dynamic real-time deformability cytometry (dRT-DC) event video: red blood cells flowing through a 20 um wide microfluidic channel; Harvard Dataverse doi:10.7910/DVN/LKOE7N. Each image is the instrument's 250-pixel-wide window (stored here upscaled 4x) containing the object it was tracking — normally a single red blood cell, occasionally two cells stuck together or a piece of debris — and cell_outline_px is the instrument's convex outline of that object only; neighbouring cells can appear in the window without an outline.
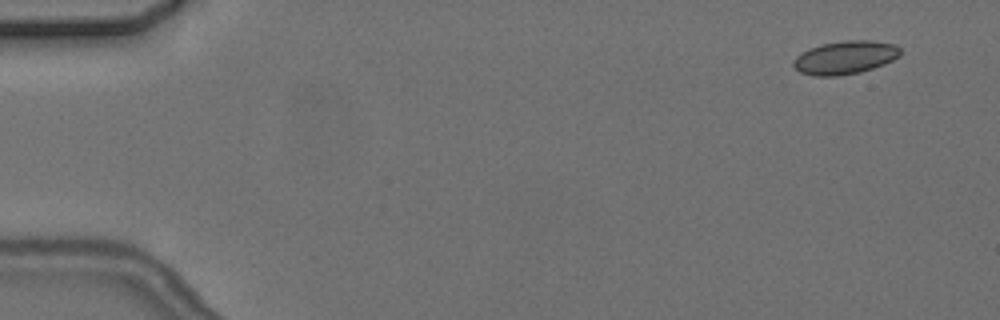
{"species": "common noctule bat (a hibernating species)", "species_latin": "Nyctalus noctula", "temperature_condition": "cold", "stored_images_in_passage": 7, "camera_frame_rate_fps": 3000, "um_per_image_px": 0.085, "animal": {"sex": "female", "body_mass_g": 24.6, "forearm_length_mm": 56.2}, "frame": {"image": 1, "passage_image": 1, "time_ms": 0.0, "image_size_px": [1000, 320], "cell_outline_px": [[900, 56], [884, 64], [860, 72], [840, 76], [812, 76], [800, 72], [792, 64], [792, 60], [796, 56], [808, 48], [820, 44], [848, 40], [868, 40], [896, 44], [900, 48]], "centroid_in_image_um": [71.81, 4.89], "position_along_channel_um": 13.2, "area_um2": 20.87}}
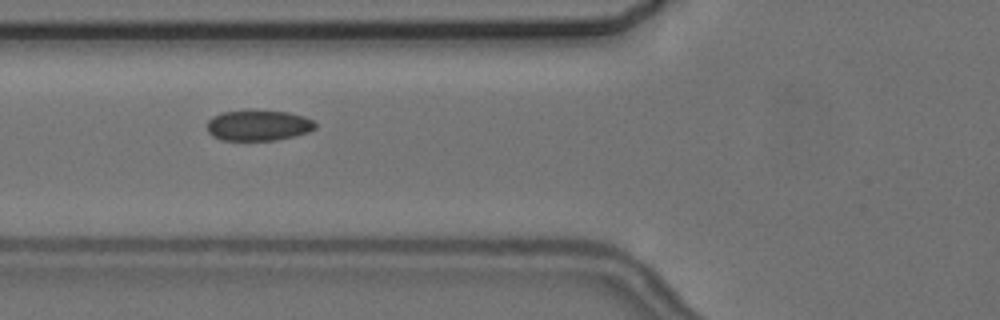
{"frame": {"image": 2, "passage_image": 6, "time_ms": 6.0, "image_size_px": [1000, 320], "cell_outline_px": [[316, 128], [308, 132], [296, 136], [276, 140], [220, 140], [212, 136], [208, 132], [208, 120], [212, 116], [220, 112], [288, 112], [304, 116], [312, 120], [316, 124]], "centroid_in_image_um": [21.96, 10.69], "position_along_channel_um": 103.8, "area_um2": 19.02}}
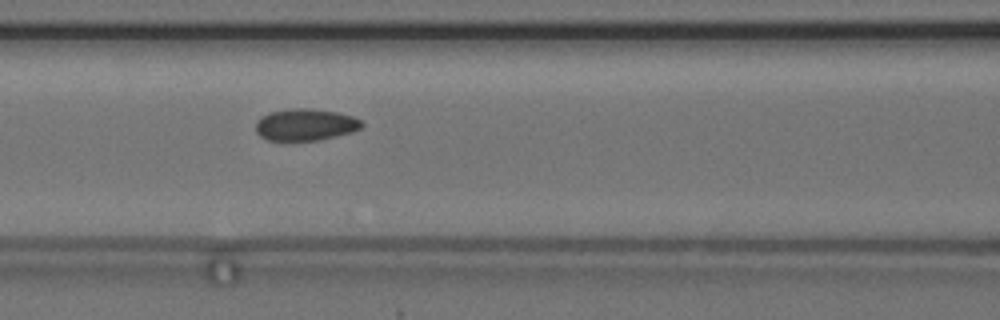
{"frame": {"image": 3, "passage_image": 7, "time_ms": 7.0, "image_size_px": [1000, 320], "cell_outline_px": [[364, 124], [360, 128], [352, 132], [320, 140], [268, 140], [260, 136], [256, 132], [256, 120], [260, 116], [272, 112], [296, 108], [304, 108], [336, 112], [352, 116], [360, 120]], "centroid_in_image_um": [25.95, 10.6], "position_along_channel_um": 140.7, "area_um2": 19.48}}